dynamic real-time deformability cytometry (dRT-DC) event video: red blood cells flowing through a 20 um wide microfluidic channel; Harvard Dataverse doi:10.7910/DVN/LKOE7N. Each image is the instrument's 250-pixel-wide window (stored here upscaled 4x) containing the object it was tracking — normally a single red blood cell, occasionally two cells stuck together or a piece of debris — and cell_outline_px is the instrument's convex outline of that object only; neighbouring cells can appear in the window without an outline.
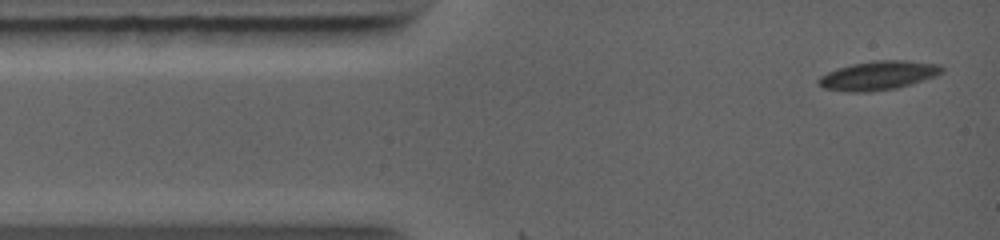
{"species": "common noctule bat (a hibernating species)", "species_latin": "Nyctalus noctula", "temperature_condition": "warm", "stored_images_in_passage": 13, "camera_frame_rate_fps": 5000, "um_per_image_px": 0.085, "animal": {"sex": "female", "body_mass_g": 19.0, "forearm_length_mm": 56.7}, "frame": {"image": 1, "passage_image": 1, "time_ms": 0.0, "image_size_px": [1000, 240], "cell_outline_px": [[944, 68], [940, 72], [932, 76], [912, 84], [896, 88], [868, 92], [848, 92], [824, 88], [816, 80], [820, 76], [836, 68], [852, 64], [876, 60], [904, 60], [940, 64]], "centroid_in_image_um": [74.61, 6.41], "position_along_channel_um": 10.4, "area_um2": 20.63}}
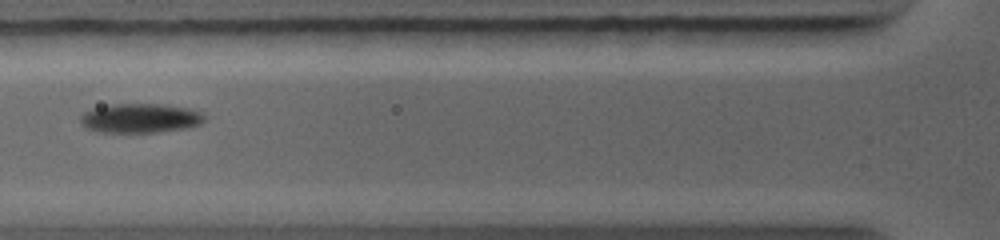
{"frame": {"image": 2, "passage_image": 6, "time_ms": 3.4, "image_size_px": [1000, 240], "cell_outline_px": [[204, 120], [200, 124], [184, 128], [156, 132], [96, 132], [88, 128], [80, 120], [80, 116], [84, 112], [92, 108], [112, 104], [160, 104], [188, 108], [200, 112], [204, 116]], "centroid_in_image_um": [11.89, 10.04], "position_along_channel_um": 113.9, "area_um2": 20.98}}
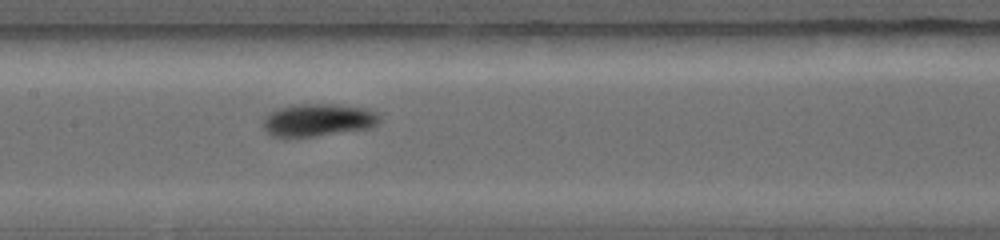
{"frame": {"image": 3, "passage_image": 8, "time_ms": 4.8, "image_size_px": [1000, 240], "cell_outline_px": [[380, 120], [372, 128], [316, 136], [272, 136], [264, 128], [264, 120], [272, 112], [280, 108], [296, 104], [336, 104], [364, 108], [376, 112], [380, 116]], "centroid_in_image_um": [27.1, 10.2], "position_along_channel_um": 180.3, "area_um2": 21.79}}